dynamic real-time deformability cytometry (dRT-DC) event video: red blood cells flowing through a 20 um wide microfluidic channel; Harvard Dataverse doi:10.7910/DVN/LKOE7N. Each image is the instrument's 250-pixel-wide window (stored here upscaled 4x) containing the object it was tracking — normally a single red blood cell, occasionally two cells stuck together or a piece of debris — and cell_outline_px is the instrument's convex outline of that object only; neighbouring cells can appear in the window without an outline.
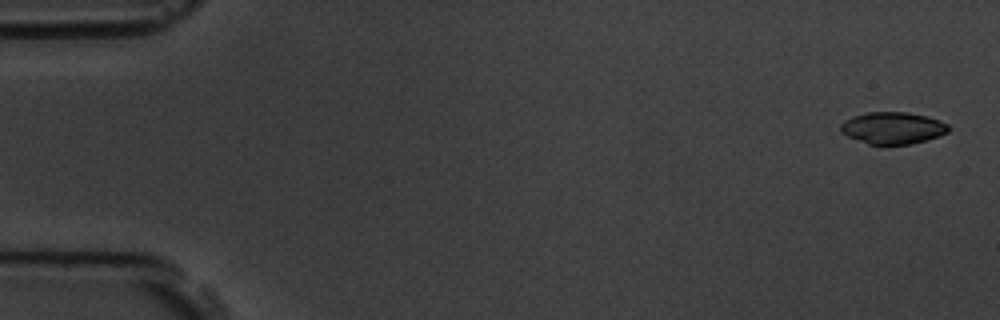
{"species": "common noctule bat (a hibernating species)", "species_latin": "Nyctalus noctula", "temperature_condition": "room temperature", "stored_images_in_passage": 6, "camera_frame_rate_fps": 3000, "um_per_image_px": 0.085, "animal": {"sex": "male", "body_mass_g": 19.5, "forearm_length_mm": 54.6}, "frame": {"image": 1, "passage_image": 1, "time_ms": 0.0, "image_size_px": [1000, 320], "cell_outline_px": [[948, 132], [940, 136], [912, 144], [868, 144], [848, 136], [840, 132], [840, 124], [844, 120], [852, 116], [868, 112], [908, 112], [928, 116], [948, 124]], "centroid_in_image_um": [75.87, 10.87], "position_along_channel_um": 9.1, "area_um2": 20.11}}
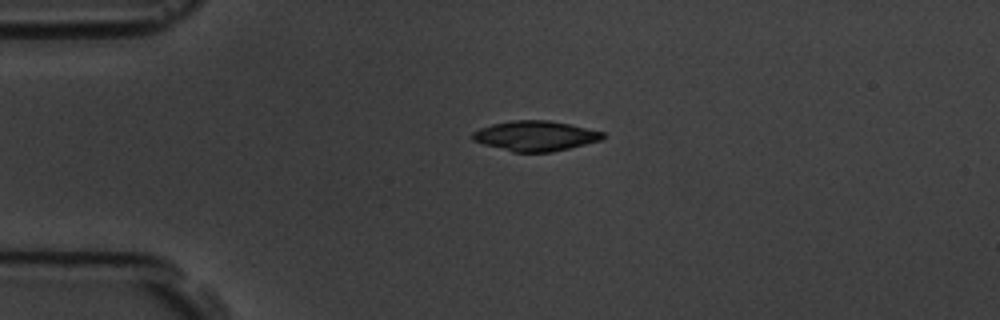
{"frame": {"image": 2, "passage_image": 4, "time_ms": 3.667, "image_size_px": [1000, 320], "cell_outline_px": [[608, 136], [600, 140], [552, 152], [512, 152], [484, 144], [472, 140], [472, 132], [480, 128], [492, 124], [512, 120], [548, 120], [568, 124], [604, 132]], "centroid_in_image_um": [45.49, 11.55], "position_along_channel_um": 39.5, "area_um2": 22.72}}
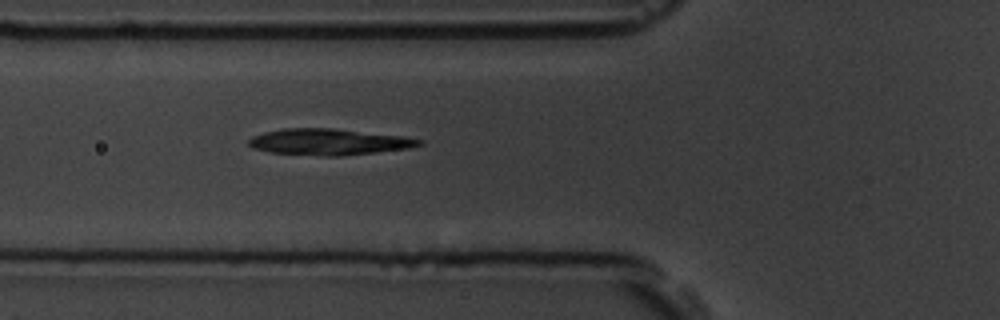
{"frame": {"image": 3, "passage_image": 6, "time_ms": 6.0, "image_size_px": [1000, 320], "cell_outline_px": [[424, 144], [408, 148], [376, 152], [340, 156], [324, 156], [268, 152], [252, 148], [248, 144], [248, 140], [252, 136], [264, 132], [284, 128], [332, 128], [404, 136], [424, 140]], "centroid_in_image_um": [27.94, 12.06], "position_along_channel_um": 97.9, "area_um2": 26.13}}